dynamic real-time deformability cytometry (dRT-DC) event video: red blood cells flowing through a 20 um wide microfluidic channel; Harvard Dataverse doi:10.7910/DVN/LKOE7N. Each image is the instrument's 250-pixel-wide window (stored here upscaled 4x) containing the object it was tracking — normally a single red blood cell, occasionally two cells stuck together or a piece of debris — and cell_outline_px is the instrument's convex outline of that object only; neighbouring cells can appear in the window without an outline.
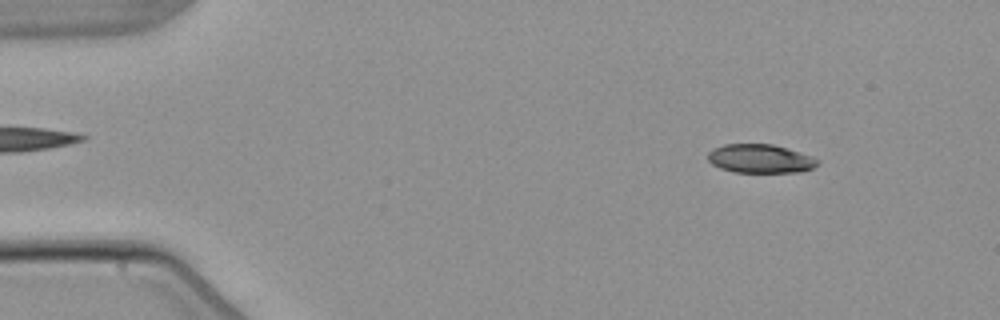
{"species": "common noctule bat (a hibernating species)", "species_latin": "Nyctalus noctula", "temperature_condition": "warm", "stored_images_in_passage": 6, "camera_frame_rate_fps": 3000, "um_per_image_px": 0.085, "animal": {"sex": "male", "body_mass_g": 21.5, "forearm_length_mm": 52.0}, "frame": {"image": 1, "passage_image": 1, "time_ms": 0.0, "image_size_px": [1000, 320], "cell_outline_px": [[820, 164], [812, 168], [800, 172], [736, 172], [720, 168], [712, 164], [708, 160], [708, 152], [724, 144], [772, 144], [800, 152], [812, 156], [820, 160]], "centroid_in_image_um": [64.65, 13.49], "position_along_channel_um": 20.3, "area_um2": 18.32}}
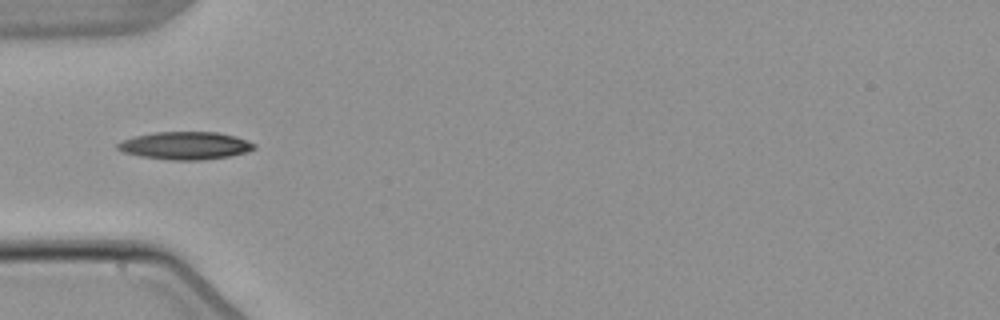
{"frame": {"image": 2, "passage_image": 4, "time_ms": 3.667, "image_size_px": [1000, 320], "cell_outline_px": [[256, 148], [248, 152], [228, 156], [204, 160], [172, 160], [140, 156], [124, 152], [116, 148], [116, 144], [120, 140], [136, 136], [156, 132], [216, 132], [236, 136], [248, 140], [256, 144]], "centroid_in_image_um": [15.77, 12.37], "position_along_channel_um": 69.2, "area_um2": 22.14}}